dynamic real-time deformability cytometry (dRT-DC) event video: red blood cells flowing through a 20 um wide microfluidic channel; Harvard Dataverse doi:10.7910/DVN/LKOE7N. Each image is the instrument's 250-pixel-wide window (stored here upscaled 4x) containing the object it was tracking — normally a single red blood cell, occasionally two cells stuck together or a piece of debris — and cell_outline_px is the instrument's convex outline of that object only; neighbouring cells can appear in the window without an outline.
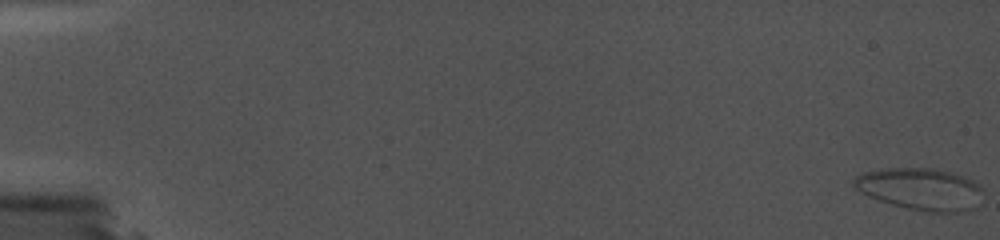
{"species": "common noctule bat (a hibernating species)", "species_latin": "Nyctalus noctula", "temperature_condition": "cold", "stored_images_in_passage": 8, "camera_frame_rate_fps": 5000, "um_per_image_px": 0.085, "animal": {"sex": "female", "body_mass_g": 19.0, "forearm_length_mm": 56.7}, "frame": {"image": 1, "passage_image": 1, "time_ms": 0.0, "image_size_px": [1000, 240], "cell_outline_px": [[984, 192], [980, 204], [976, 208], [960, 212], [924, 212], [892, 204], [880, 200], [860, 192], [852, 184], [852, 180], [860, 172], [888, 168], [932, 168], [952, 172], [964, 176], [980, 184]], "centroid_in_image_um": [78.29, 16.07], "position_along_channel_um": 6.7, "area_um2": 32.02}}